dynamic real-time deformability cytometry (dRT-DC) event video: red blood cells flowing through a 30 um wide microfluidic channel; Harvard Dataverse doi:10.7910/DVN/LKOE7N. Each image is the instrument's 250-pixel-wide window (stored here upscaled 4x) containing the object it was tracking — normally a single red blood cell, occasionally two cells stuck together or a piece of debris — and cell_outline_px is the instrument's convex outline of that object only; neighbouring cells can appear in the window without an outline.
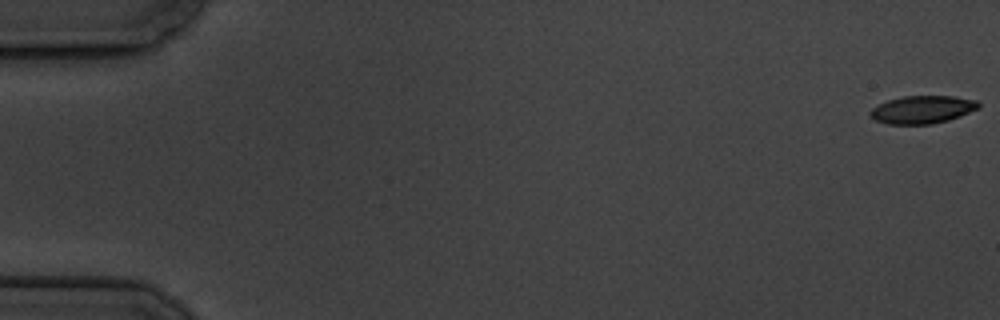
{"species": "common noctule bat (a hibernating species)", "species_latin": "Nyctalus noctula", "temperature_condition": "cold", "stored_images_in_passage": 6, "camera_frame_rate_fps": 3000, "um_per_image_px": 0.085, "animal": {"sex": "male", "body_mass_g": 19.5, "forearm_length_mm": 54.6}, "frame": {"image": 1, "passage_image": 1, "time_ms": 0.0, "image_size_px": [1000, 320], "cell_outline_px": [[980, 108], [960, 116], [948, 120], [932, 124], [888, 124], [876, 120], [868, 112], [872, 108], [888, 100], [904, 96], [952, 96], [976, 100], [980, 104]], "centroid_in_image_um": [78.42, 9.31], "position_along_channel_um": 6.6, "area_um2": 17.46}}